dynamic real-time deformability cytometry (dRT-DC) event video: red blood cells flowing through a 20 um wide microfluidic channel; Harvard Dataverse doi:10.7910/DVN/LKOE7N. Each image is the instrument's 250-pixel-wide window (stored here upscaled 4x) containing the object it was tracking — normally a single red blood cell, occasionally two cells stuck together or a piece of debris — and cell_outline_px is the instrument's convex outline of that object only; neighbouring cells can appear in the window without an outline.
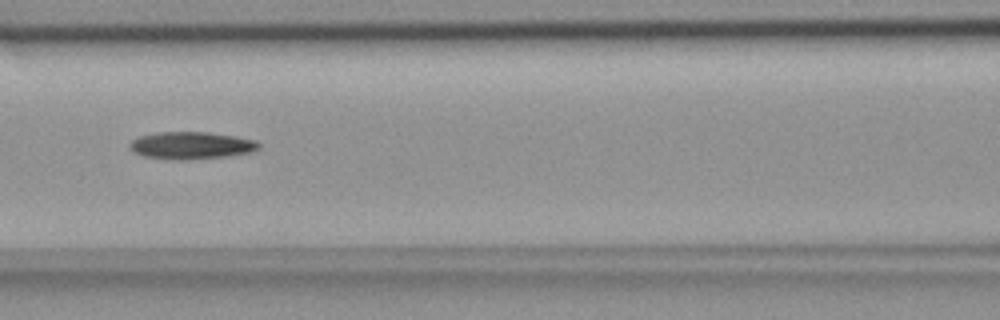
{"species": "common noctule bat (a hibernating species)", "species_latin": "Nyctalus noctula", "temperature_condition": "room temperature", "stored_images_in_passage": 11, "camera_frame_rate_fps": 3000, "um_per_image_px": 0.085, "animal": {"sex": "female", "body_mass_g": 18.4}, "frame": {"image": 1, "passage_image": 8, "time_ms": 2.333, "image_size_px": [1000, 320], "cell_outline_px": [[260, 148], [252, 152], [224, 156], [184, 160], [168, 160], [144, 156], [128, 148], [128, 144], [132, 140], [140, 136], [160, 132], [208, 132], [236, 136], [256, 140], [260, 144]], "centroid_in_image_um": [16.26, 12.36], "position_along_channel_um": 150.3, "area_um2": 20.58}}